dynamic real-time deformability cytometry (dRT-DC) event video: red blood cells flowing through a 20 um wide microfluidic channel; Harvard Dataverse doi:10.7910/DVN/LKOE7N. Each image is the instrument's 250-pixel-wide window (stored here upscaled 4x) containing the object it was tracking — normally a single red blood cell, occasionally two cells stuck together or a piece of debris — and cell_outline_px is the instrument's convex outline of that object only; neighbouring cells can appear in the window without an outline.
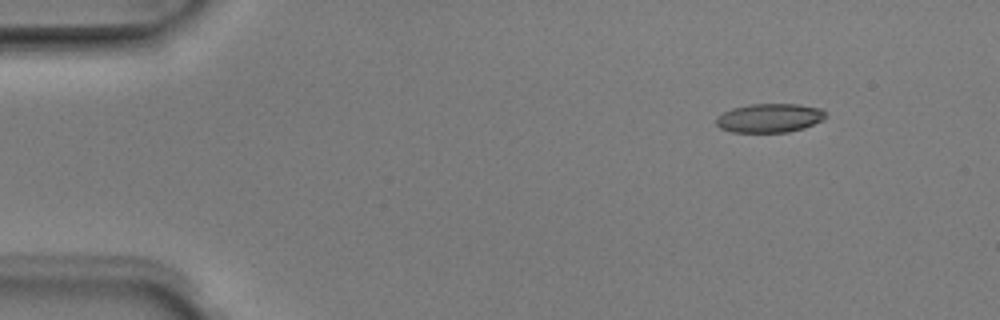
{"species": "Egyptian fruit bat (a non-hibernating species)", "species_latin": "Rousettus aegyptiacus", "temperature_condition": "room temperature", "stored_images_in_passage": 3, "camera_frame_rate_fps": 3000, "um_per_image_px": 0.085, "animal": {"sex": "male"}, "frame": {"image": 1, "passage_image": 1, "time_ms": 0.0, "image_size_px": [1000, 320], "cell_outline_px": [[828, 116], [824, 120], [804, 128], [788, 132], [732, 132], [720, 128], [716, 124], [716, 116], [732, 108], [752, 104], [796, 104], [820, 108]], "centroid_in_image_um": [65.42, 10.03], "position_along_channel_um": 19.6, "area_um2": 18.5}}
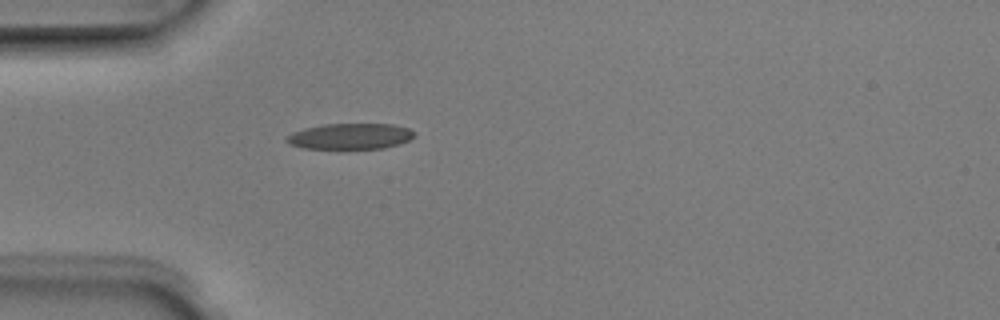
{"frame": {"image": 2, "passage_image": 3, "time_ms": 0.667, "image_size_px": [1000, 320], "cell_outline_px": [[416, 136], [400, 144], [384, 148], [304, 148], [288, 144], [284, 140], [284, 136], [292, 132], [304, 128], [324, 124], [392, 124], [408, 128], [416, 132]], "centroid_in_image_um": [29.75, 11.58], "position_along_channel_um": 55.3, "area_um2": 19.36}}